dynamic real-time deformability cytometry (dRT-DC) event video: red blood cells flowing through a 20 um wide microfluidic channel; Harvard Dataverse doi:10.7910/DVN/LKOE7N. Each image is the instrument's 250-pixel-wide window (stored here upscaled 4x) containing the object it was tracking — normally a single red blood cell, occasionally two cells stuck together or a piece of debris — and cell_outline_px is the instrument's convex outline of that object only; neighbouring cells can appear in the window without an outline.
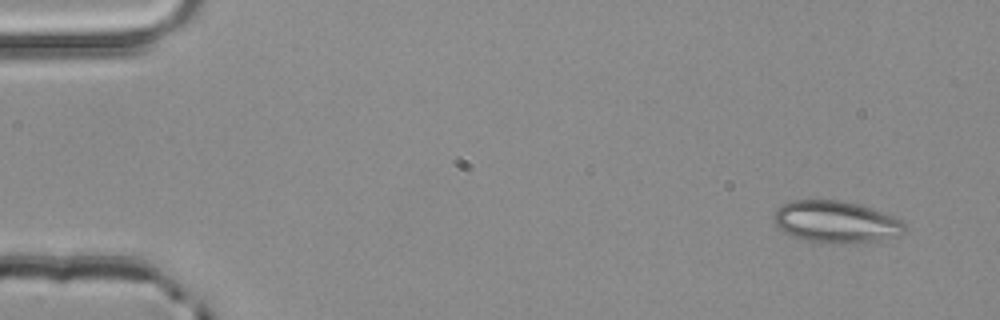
{"species": "common noctule bat (a hibernating species)", "species_latin": "Nyctalus noctula", "temperature_condition": "room temperature", "stored_images_in_passage": 3, "camera_frame_rate_fps": 3000, "um_per_image_px": 0.085, "animal": {"sex": "male", "body_mass_g": 20.4}, "frame": {"image": 1, "passage_image": 1, "time_ms": 0.0, "image_size_px": [1000, 320], "cell_outline_px": [[904, 232], [900, 236], [876, 240], [840, 244], [820, 244], [804, 240], [784, 232], [776, 224], [772, 216], [776, 208], [792, 200], [840, 200], [860, 204], [892, 216], [900, 220], [904, 224]], "centroid_in_image_um": [71.02, 18.87], "position_along_channel_um": 14.0, "area_um2": 32.02}}